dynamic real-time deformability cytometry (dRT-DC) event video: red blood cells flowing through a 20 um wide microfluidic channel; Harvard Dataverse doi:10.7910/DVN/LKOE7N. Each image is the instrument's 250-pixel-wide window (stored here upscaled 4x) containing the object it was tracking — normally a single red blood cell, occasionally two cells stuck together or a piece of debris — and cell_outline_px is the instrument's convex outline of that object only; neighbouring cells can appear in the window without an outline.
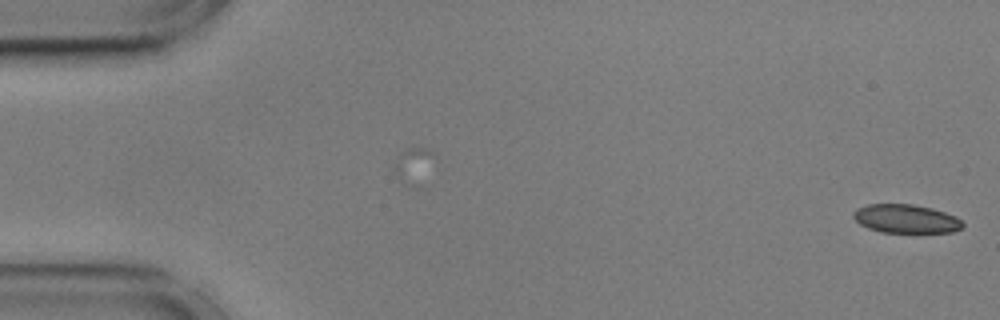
{"species": "common noctule bat (a hibernating species)", "species_latin": "Nyctalus noctula", "temperature_condition": "cold", "stored_images_in_passage": 6, "camera_frame_rate_fps": 3000, "um_per_image_px": 0.085, "animal": {"sex": "male", "body_mass_g": 17.9, "forearm_length_mm": 54.2}, "frame": {"image": 1, "passage_image": 6, "time_ms": 1.667, "image_size_px": [1000, 320], "cell_outline_px": [[964, 228], [952, 232], [880, 232], [868, 228], [860, 224], [852, 216], [852, 212], [856, 208], [868, 204], [912, 204], [932, 208], [956, 216], [964, 224]], "centroid_in_image_um": [77.0, 18.59], "position_along_channel_um": 8.0, "area_um2": 18.32}}